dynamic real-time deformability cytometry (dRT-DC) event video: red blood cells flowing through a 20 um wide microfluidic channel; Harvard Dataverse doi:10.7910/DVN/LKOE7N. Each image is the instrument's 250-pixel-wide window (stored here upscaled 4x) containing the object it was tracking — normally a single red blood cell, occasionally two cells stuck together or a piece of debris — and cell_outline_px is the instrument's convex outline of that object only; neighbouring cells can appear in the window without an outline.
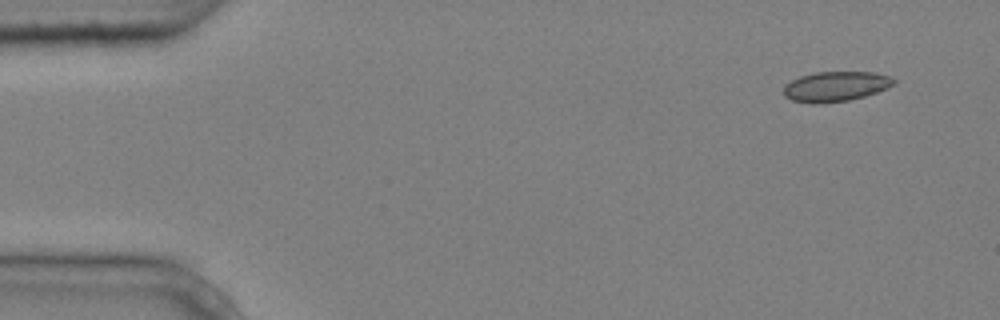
{"species": "common noctule bat (a hibernating species)", "species_latin": "Nyctalus noctula", "temperature_condition": "cold", "stored_images_in_passage": 3, "camera_frame_rate_fps": 3000, "um_per_image_px": 0.085, "animal": {"sex": "male", "body_mass_g": 20.4}, "frame": {"image": 1, "passage_image": 1, "time_ms": 0.0, "image_size_px": [1000, 320], "cell_outline_px": [[896, 80], [888, 88], [864, 96], [848, 100], [812, 104], [792, 100], [784, 96], [784, 84], [800, 76], [816, 72], [876, 72], [888, 76]], "centroid_in_image_um": [71.0, 7.34], "position_along_channel_um": 14.0, "area_um2": 19.13}}